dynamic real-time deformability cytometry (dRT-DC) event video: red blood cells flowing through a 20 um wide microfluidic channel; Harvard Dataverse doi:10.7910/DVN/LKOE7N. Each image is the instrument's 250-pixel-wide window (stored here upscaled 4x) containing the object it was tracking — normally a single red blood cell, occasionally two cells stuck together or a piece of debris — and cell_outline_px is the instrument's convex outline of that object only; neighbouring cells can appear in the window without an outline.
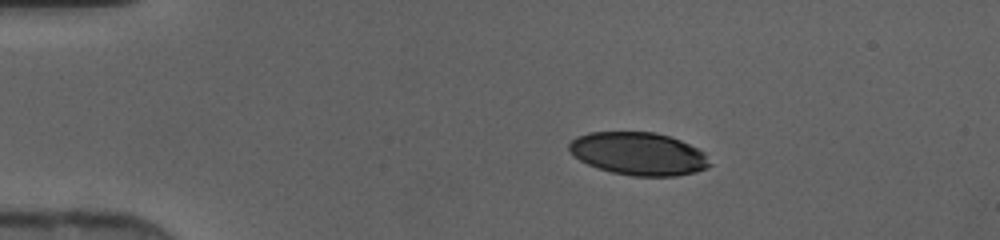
{"species": "human", "species_latin": "Homo sapiens", "temperature_condition": "cold", "stored_images_in_passage": 38, "camera_frame_rate_fps": 3000, "um_per_image_px": 0.085, "donor": {"sex": "female"}, "frame": {"image": 1, "passage_image": 1, "time_ms": 0.0, "image_size_px": [1000, 240], "cell_outline_px": [[712, 164], [708, 168], [696, 172], [676, 176], [632, 176], [612, 172], [588, 164], [580, 160], [568, 148], [568, 144], [576, 136], [588, 132], [656, 132], [680, 140], [704, 152]], "centroid_in_image_um": [54.29, 13.07], "position_along_channel_um": 30.7, "area_um2": 35.03}}
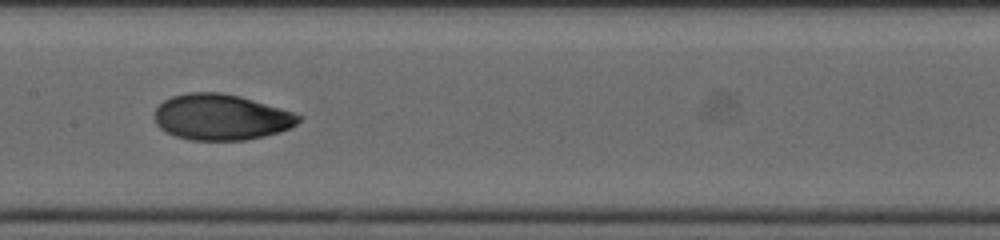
{"frame": {"image": 2, "passage_image": 16, "time_ms": 5.0, "image_size_px": [1000, 240], "cell_outline_px": [[304, 116], [296, 124], [280, 132], [264, 136], [244, 140], [188, 140], [176, 136], [160, 128], [156, 124], [152, 116], [156, 108], [164, 100], [172, 96], [188, 92], [220, 92], [240, 96], [280, 108]], "centroid_in_image_um": [18.77, 9.95], "position_along_channel_um": 188.6, "area_um2": 38.61}}
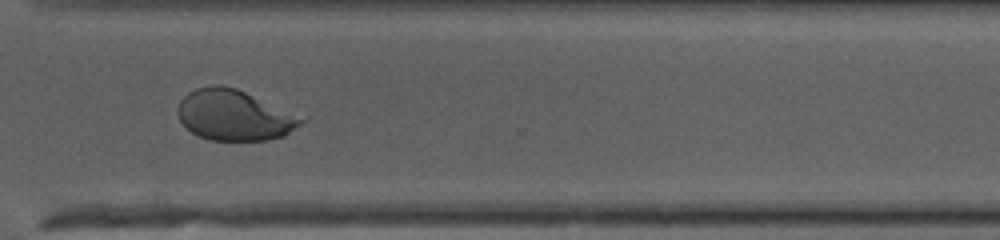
{"frame": {"image": 3, "passage_image": 27, "time_ms": 8.667, "image_size_px": [1000, 240], "cell_outline_px": [[308, 120], [284, 136], [268, 140], [208, 140], [192, 132], [180, 120], [176, 112], [176, 108], [180, 100], [188, 92], [196, 88], [212, 84], [216, 84], [236, 88]], "centroid_in_image_um": [19.87, 9.79], "position_along_channel_um": 350.7, "area_um2": 36.18}}